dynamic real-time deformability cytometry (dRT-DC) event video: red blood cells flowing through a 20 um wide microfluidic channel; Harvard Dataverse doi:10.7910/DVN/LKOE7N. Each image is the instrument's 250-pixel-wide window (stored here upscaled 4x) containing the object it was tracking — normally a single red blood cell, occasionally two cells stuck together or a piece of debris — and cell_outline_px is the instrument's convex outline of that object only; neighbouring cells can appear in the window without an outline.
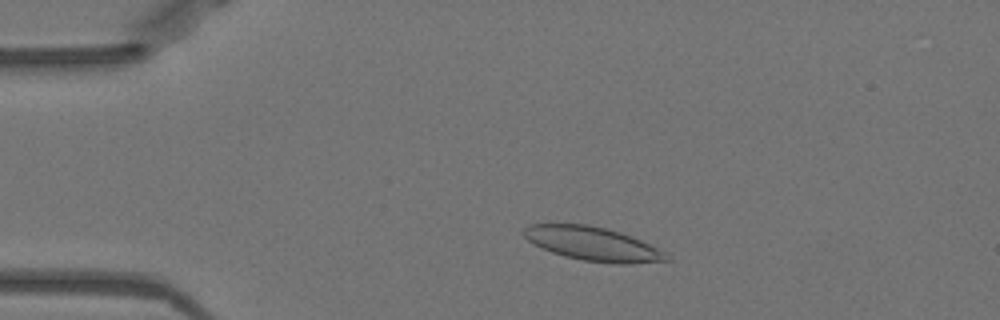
{"species": "Egyptian fruit bat (a non-hibernating species)", "species_latin": "Rousettus aegyptiacus", "temperature_condition": "warm", "stored_images_in_passage": 50, "camera_frame_rate_fps": 3000, "um_per_image_px": 0.085, "animal": {"sex": "female"}, "frame": {"image": 1, "passage_image": 8, "time_ms": 2.333, "image_size_px": [1000, 320], "cell_outline_px": [[672, 260], [628, 264], [616, 264], [584, 260], [564, 256], [540, 248], [528, 240], [520, 232], [528, 224], [548, 220], [588, 224], [620, 232], [640, 240], [664, 252]], "centroid_in_image_um": [50.24, 20.67], "position_along_channel_um": 34.8, "area_um2": 28.84}}
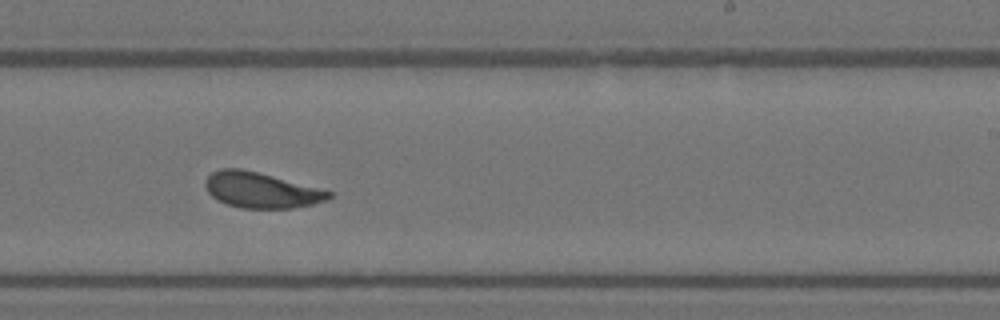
{"frame": {"image": 2, "passage_image": 29, "time_ms": 9.333, "image_size_px": [1000, 320], "cell_outline_px": [[332, 196], [328, 200], [312, 204], [292, 208], [240, 208], [228, 204], [212, 196], [208, 192], [204, 184], [204, 180], [212, 172], [220, 168], [240, 168], [272, 176], [332, 192]], "centroid_in_image_um": [22.16, 16.16], "position_along_channel_um": 266.8, "area_um2": 25.2}}
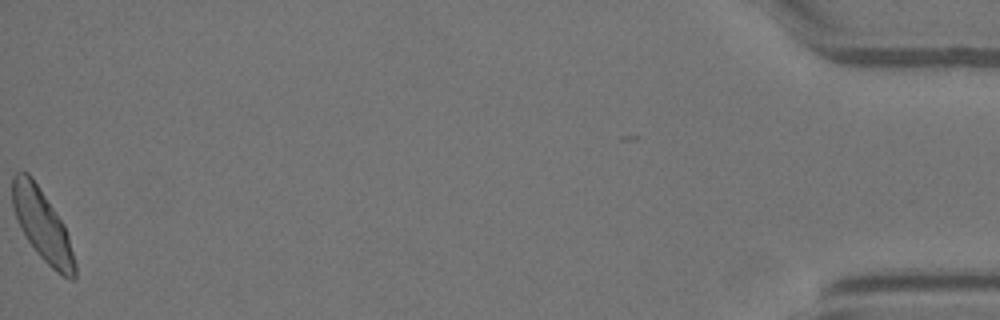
{"frame": {"image": 3, "passage_image": 49, "time_ms": 16.0, "image_size_px": [1000, 320], "cell_outline_px": [[76, 276], [72, 280], [68, 280], [56, 272], [36, 252], [28, 240], [16, 216], [12, 204], [12, 176], [16, 172], [28, 172], [32, 176], [64, 224], [68, 236], [76, 264]], "centroid_in_image_um": [3.61, 19.14], "position_along_channel_um": 431.6, "area_um2": 25.66}, "authors_computed_cell_mechanics": {"area_um2": 25.8944, "velocity_mm_per_s": 3.9365, "shape_relaxation_time_tau1_ms": 2.5205, "shape_relaxation_time_tau2_ms": 1.2003, "deformation_change_tau1": 0.1298, "deformation_change_tau2": 0.0654}}